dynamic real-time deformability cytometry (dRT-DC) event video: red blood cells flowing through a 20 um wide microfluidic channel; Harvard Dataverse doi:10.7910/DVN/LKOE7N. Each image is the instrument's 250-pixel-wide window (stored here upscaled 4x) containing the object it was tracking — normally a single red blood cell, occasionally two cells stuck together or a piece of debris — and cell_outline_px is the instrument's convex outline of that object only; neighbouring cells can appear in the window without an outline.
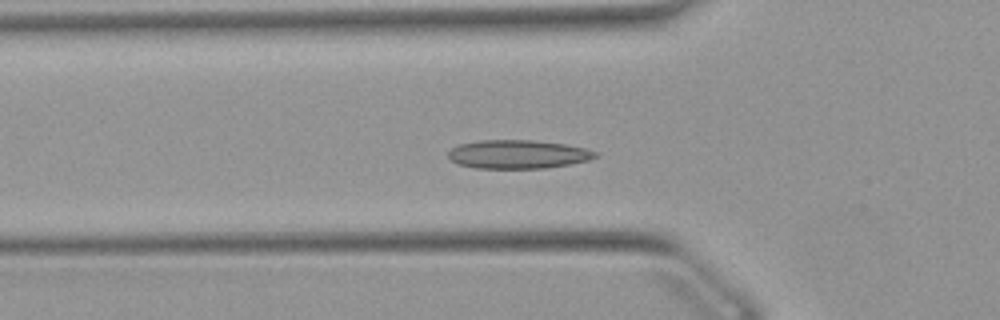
{"species": "Egyptian fruit bat (a non-hibernating species)", "species_latin": "Rousettus aegyptiacus", "temperature_condition": "warm", "stored_images_in_passage": 54, "camera_frame_rate_fps": 3000, "um_per_image_px": 0.085, "animal": {"sex": "female"}, "frame": {"image": 1, "passage_image": 18, "time_ms": 5.667, "image_size_px": [1000, 320], "cell_outline_px": [[600, 156], [588, 160], [568, 164], [544, 168], [476, 168], [456, 164], [448, 156], [448, 152], [452, 148], [460, 144], [480, 140], [532, 140], [564, 144], [584, 148], [600, 152]], "centroid_in_image_um": [44.04, 13.11], "position_along_channel_um": 81.8, "area_um2": 24.51}}
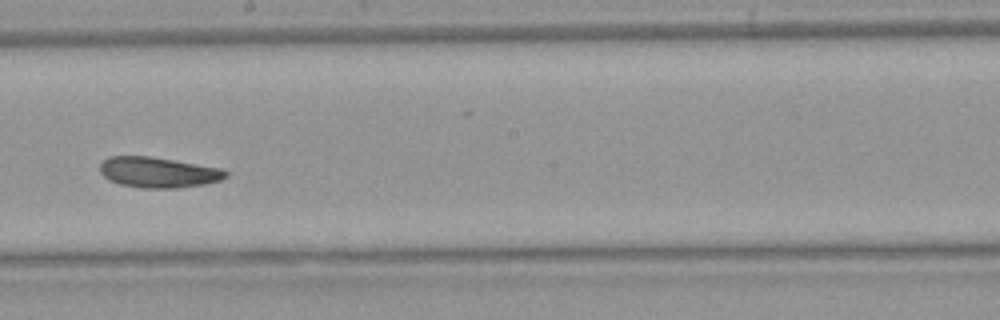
{"frame": {"image": 2, "passage_image": 30, "time_ms": 9.667, "image_size_px": [1000, 320], "cell_outline_px": [[228, 176], [220, 180], [204, 184], [176, 188], [140, 188], [120, 184], [108, 180], [100, 172], [100, 164], [108, 156], [152, 156], [220, 168], [228, 172]], "centroid_in_image_um": [13.43, 14.65], "position_along_channel_um": 234.8, "area_um2": 22.43}}
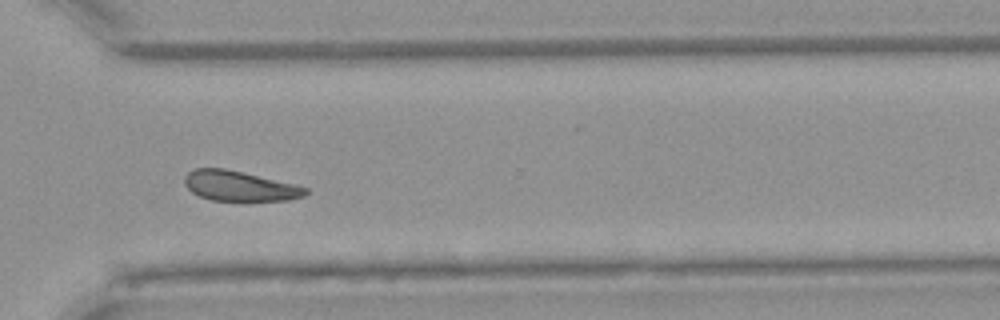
{"frame": {"image": 3, "passage_image": 39, "time_ms": 12.667, "image_size_px": [1000, 320], "cell_outline_px": [[308, 192], [304, 196], [288, 200], [212, 200], [200, 196], [192, 192], [184, 184], [184, 176], [192, 168], [224, 168], [296, 184], [308, 188]], "centroid_in_image_um": [20.35, 15.8], "position_along_channel_um": 350.3, "area_um2": 21.1}, "authors_computed_cell_mechanics": {"area_um2": 22.9466, "velocity_mm_per_s": 3.8335, "shape_relaxation_time_tau1_ms": 5.4606, "shape_relaxation_time_tau2_ms": 4.0246, "deformation_change_tau1": 0.1156, "deformation_change_tau2": 0.0803}}